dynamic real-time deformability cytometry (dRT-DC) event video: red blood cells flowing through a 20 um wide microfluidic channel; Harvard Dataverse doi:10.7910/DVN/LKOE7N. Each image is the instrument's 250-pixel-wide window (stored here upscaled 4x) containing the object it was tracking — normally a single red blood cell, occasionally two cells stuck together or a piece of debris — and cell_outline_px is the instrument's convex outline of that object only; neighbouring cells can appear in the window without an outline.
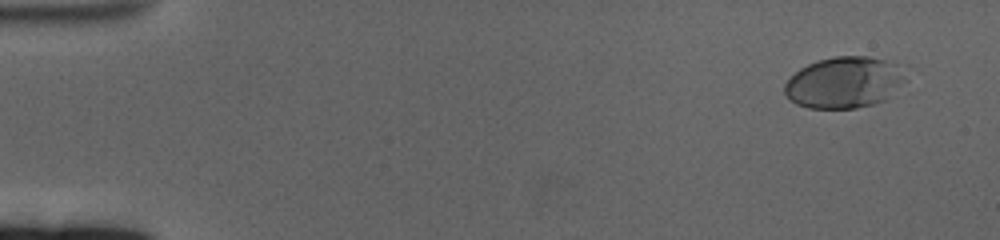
{"species": "human", "species_latin": "Homo sapiens", "temperature_condition": "cold", "stored_images_in_passage": 62, "camera_frame_rate_fps": 3000, "um_per_image_px": 0.085, "donor": {"sex": "female"}, "frame": {"image": 1, "passage_image": 5, "time_ms": 1.333, "image_size_px": [1000, 240], "cell_outline_px": [[908, 80], [884, 100], [872, 104], [856, 108], [808, 108], [796, 104], [788, 100], [784, 96], [784, 84], [800, 68], [816, 60], [836, 56], [868, 56], [884, 60], [896, 64]], "centroid_in_image_um": [71.72, 7.01], "position_along_channel_um": 13.3, "area_um2": 36.24}}
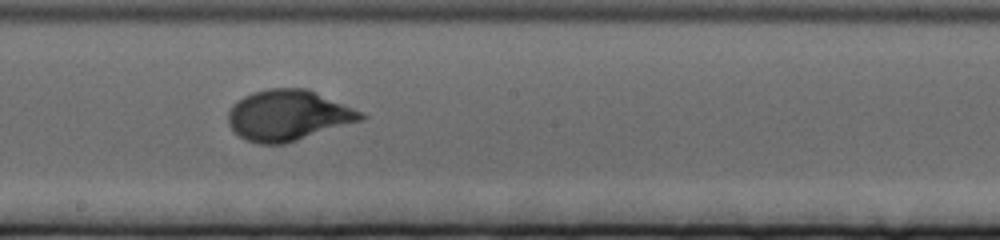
{"frame": {"image": 2, "passage_image": 36, "time_ms": 11.667, "image_size_px": [1000, 240], "cell_outline_px": [[368, 116], [364, 120], [284, 144], [256, 144], [240, 136], [228, 124], [228, 112], [232, 104], [244, 96], [252, 92], [268, 88], [308, 88], [364, 112]], "centroid_in_image_um": [24.53, 9.79], "position_along_channel_um": 223.7, "area_um2": 39.48}}
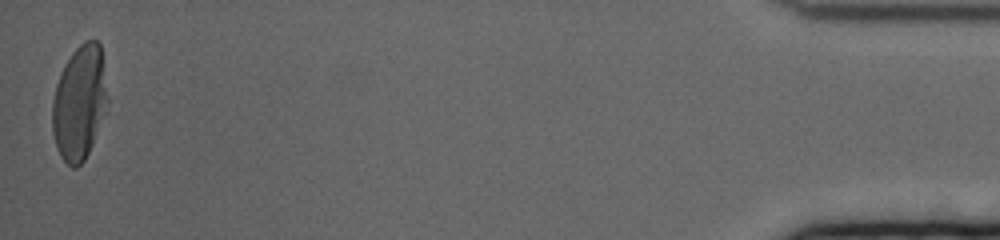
{"frame": {"image": 3, "passage_image": 62, "time_ms": 20.333, "image_size_px": [1000, 240], "cell_outline_px": [[108, 112], [84, 160], [76, 168], [72, 168], [60, 156], [56, 148], [52, 132], [52, 100], [56, 84], [60, 72], [64, 64], [72, 52], [84, 40], [96, 40], [100, 44], [108, 100]], "centroid_in_image_um": [6.75, 8.75], "position_along_channel_um": 428.4, "area_um2": 37.34}, "authors_computed_cell_mechanics": {"area_um2": 36.125, "velocity_mm_per_s": 3.3335, "shape_relaxation_time_tau1_ms": 3.6386, "shape_relaxation_time_tau2_ms": null, "deformation_change_tau1": 0.1725, "deformation_change_tau2": null}}